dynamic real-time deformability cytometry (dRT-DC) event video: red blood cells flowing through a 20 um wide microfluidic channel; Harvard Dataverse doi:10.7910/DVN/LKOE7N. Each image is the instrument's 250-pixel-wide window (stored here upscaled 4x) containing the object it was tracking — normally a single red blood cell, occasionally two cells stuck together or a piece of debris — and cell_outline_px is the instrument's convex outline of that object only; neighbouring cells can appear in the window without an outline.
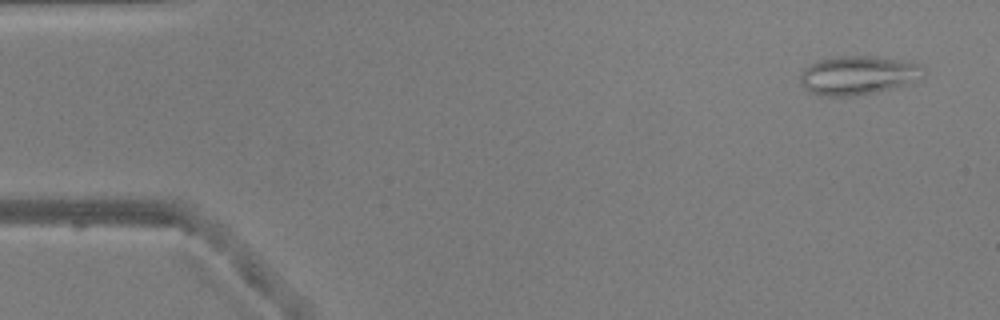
{"species": "common noctule bat (a hibernating species)", "species_latin": "Nyctalus noctula", "temperature_condition": "warm", "stored_images_in_passage": 51, "camera_frame_rate_fps": 3000, "um_per_image_px": 0.085, "animal": {"sex": "male", "body_mass_g": 20.5, "forearm_length_mm": 52.5}, "frame": {"image": 1, "passage_image": 3, "time_ms": 0.667, "image_size_px": [1000, 320], "cell_outline_px": [[924, 80], [912, 84], [876, 92], [856, 96], [820, 96], [808, 92], [800, 84], [800, 76], [804, 68], [820, 60], [836, 56], [876, 56], [920, 64], [924, 68]], "centroid_in_image_um": [72.98, 6.42], "position_along_channel_um": 12.0, "area_um2": 28.44}}
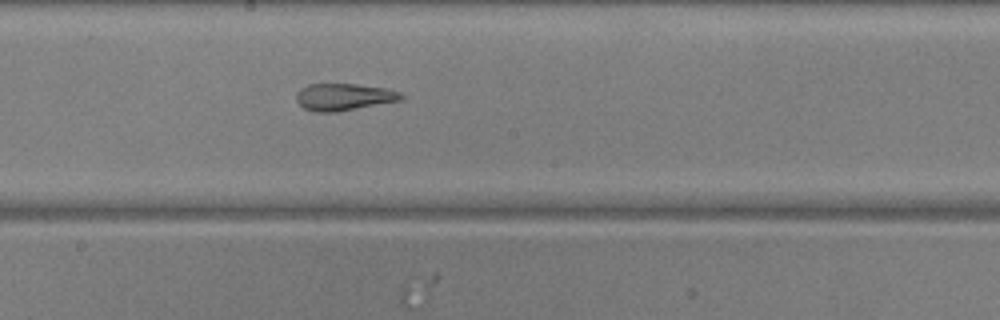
{"frame": {"image": 2, "passage_image": 28, "time_ms": 9.0, "image_size_px": [1000, 320], "cell_outline_px": [[404, 96], [400, 100], [336, 112], [316, 112], [304, 108], [296, 100], [296, 92], [300, 88], [308, 84], [356, 84], [384, 88], [400, 92]], "centroid_in_image_um": [29.18, 8.23], "position_along_channel_um": 219.0, "area_um2": 16.36}}
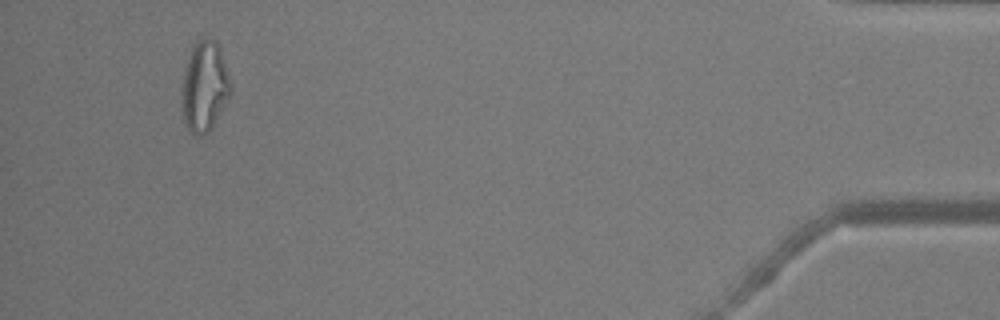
{"frame": {"image": 3, "passage_image": 49, "time_ms": 16.0, "image_size_px": [1000, 320], "cell_outline_px": [[232, 92], [212, 128], [208, 132], [200, 136], [196, 136], [184, 124], [184, 72], [188, 56], [192, 44], [196, 40], [204, 36], [212, 40], [220, 48], [232, 80]], "centroid_in_image_um": [17.44, 7.31], "position_along_channel_um": 417.8, "area_um2": 25.61}}